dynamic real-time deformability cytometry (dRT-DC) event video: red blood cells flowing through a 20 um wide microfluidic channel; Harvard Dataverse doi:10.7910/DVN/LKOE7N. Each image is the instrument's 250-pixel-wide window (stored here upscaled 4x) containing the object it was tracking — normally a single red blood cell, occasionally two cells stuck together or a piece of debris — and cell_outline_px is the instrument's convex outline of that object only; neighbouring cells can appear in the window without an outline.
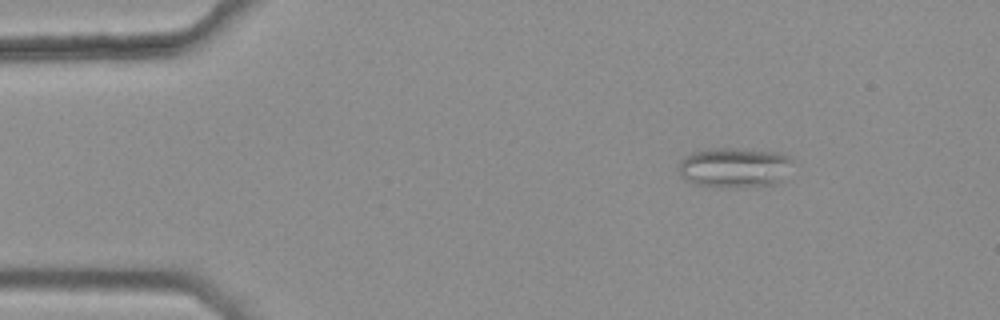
{"species": "common noctule bat (a hibernating species)", "species_latin": "Nyctalus noctula", "temperature_condition": "warm", "stored_images_in_passage": 5, "camera_frame_rate_fps": 3000, "um_per_image_px": 0.085, "animal": {"sex": "female", "body_mass_g": 25.1}, "frame": {"image": 1, "passage_image": 2, "time_ms": 0.333, "image_size_px": [1000, 320], "cell_outline_px": [[792, 160], [780, 180], [776, 184], [720, 188], [716, 188], [692, 184], [684, 180], [680, 176], [676, 168], [680, 160], [684, 156], [692, 152], [708, 148], [736, 148], [780, 152], [792, 156]], "centroid_in_image_um": [62.32, 14.23], "position_along_channel_um": 22.7, "area_um2": 27.05}}